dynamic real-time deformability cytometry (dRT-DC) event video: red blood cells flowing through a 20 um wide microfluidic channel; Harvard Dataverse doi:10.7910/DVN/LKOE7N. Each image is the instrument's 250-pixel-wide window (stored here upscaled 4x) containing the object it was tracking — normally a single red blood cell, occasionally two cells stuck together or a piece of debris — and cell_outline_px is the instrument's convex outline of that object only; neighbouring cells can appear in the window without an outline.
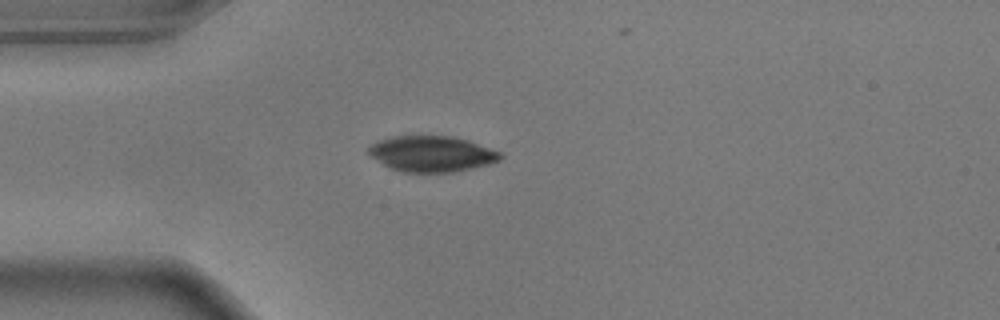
{"species": "common noctule bat (a hibernating species)", "species_latin": "Nyctalus noctula", "temperature_condition": "warm", "stored_images_in_passage": 4, "camera_frame_rate_fps": 3000, "um_per_image_px": 0.085, "animal": {"sex": "male", "body_mass_g": 17.9}, "frame": {"image": 1, "passage_image": 1, "time_ms": 0.0, "image_size_px": [1000, 320], "cell_outline_px": [[504, 156], [500, 160], [488, 164], [472, 168], [452, 172], [404, 172], [392, 168], [368, 156], [368, 148], [372, 144], [380, 140], [396, 136], [452, 136], [468, 140], [500, 152]], "centroid_in_image_um": [36.7, 13.07], "position_along_channel_um": 48.3, "area_um2": 27.28}}